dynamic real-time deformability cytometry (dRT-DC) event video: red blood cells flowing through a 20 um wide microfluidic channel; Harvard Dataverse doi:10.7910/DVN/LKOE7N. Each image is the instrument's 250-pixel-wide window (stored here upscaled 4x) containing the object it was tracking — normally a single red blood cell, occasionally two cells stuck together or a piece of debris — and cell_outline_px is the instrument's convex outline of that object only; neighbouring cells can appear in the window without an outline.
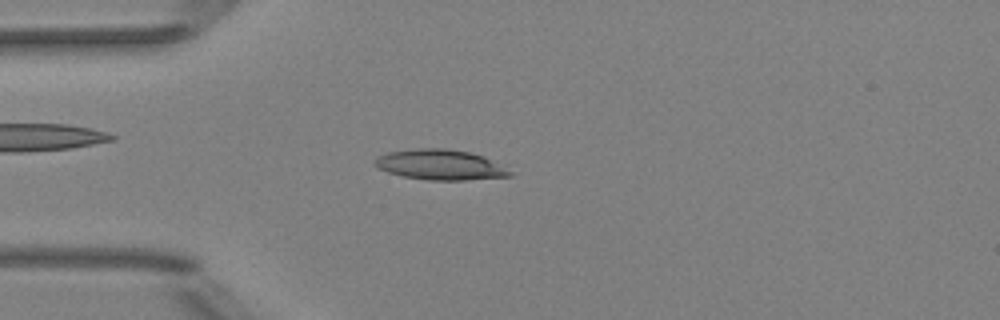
{"species": "Egyptian fruit bat (a non-hibernating species)", "species_latin": "Rousettus aegyptiacus", "temperature_condition": "room temperature", "stored_images_in_passage": 3, "camera_frame_rate_fps": 3000, "um_per_image_px": 0.085, "animal": {"sex": "female"}, "frame": {"image": 1, "passage_image": 3, "time_ms": 2.333, "image_size_px": [1000, 320], "cell_outline_px": [[512, 176], [464, 180], [428, 180], [404, 176], [388, 172], [372, 164], [376, 156], [388, 152], [416, 148], [444, 148], [468, 152], [484, 156], [512, 172]], "centroid_in_image_um": [37.38, 14.0], "position_along_channel_um": 47.6, "area_um2": 23.7}}